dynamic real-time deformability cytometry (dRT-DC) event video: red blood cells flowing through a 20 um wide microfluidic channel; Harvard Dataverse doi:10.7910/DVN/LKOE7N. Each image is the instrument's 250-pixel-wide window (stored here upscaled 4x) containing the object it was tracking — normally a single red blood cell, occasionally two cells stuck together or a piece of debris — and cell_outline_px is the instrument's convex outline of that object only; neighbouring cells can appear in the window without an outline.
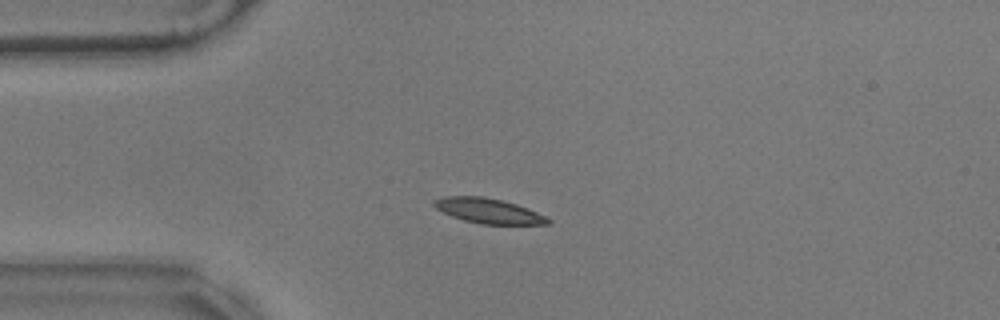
{"species": "common noctule bat (a hibernating species)", "species_latin": "Nyctalus noctula", "temperature_condition": "warm", "stored_images_in_passage": 45, "camera_frame_rate_fps": 3000, "um_per_image_px": 0.085, "animal": {"sex": "male", "body_mass_g": 17.9}, "frame": {"image": 1, "passage_image": 2, "time_ms": 0.333, "image_size_px": [1000, 320], "cell_outline_px": [[552, 220], [548, 224], [480, 224], [464, 220], [452, 216], [436, 208], [432, 204], [436, 200], [444, 196], [484, 196], [516, 204], [528, 208]], "centroid_in_image_um": [41.52, 17.92], "position_along_channel_um": 43.5, "area_um2": 16.36}}
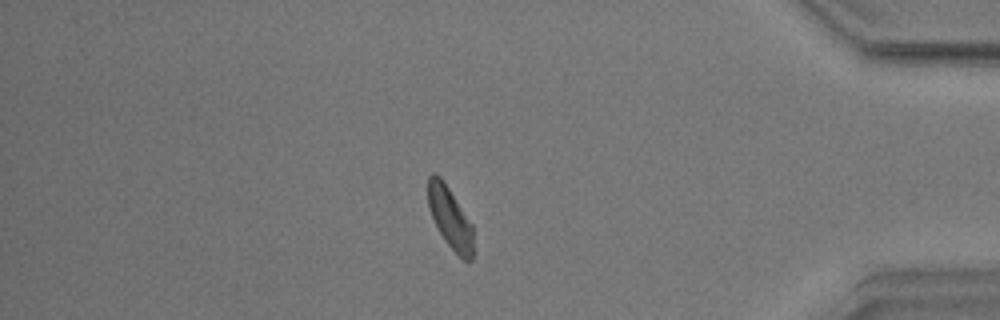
{"frame": {"image": 2, "passage_image": 37, "time_ms": 12.0, "image_size_px": [1000, 320], "cell_outline_px": [[472, 260], [468, 264], [444, 240], [428, 208], [428, 176], [432, 172], [436, 172], [440, 176], [472, 224]], "centroid_in_image_um": [38.24, 18.49], "position_along_channel_um": 397.0, "area_um2": 15.9}}
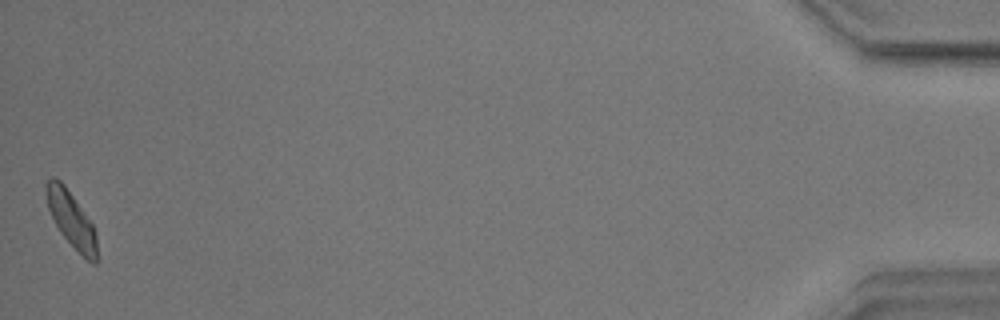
{"frame": {"image": 3, "passage_image": 45, "time_ms": 14.667, "image_size_px": [1000, 320], "cell_outline_px": [[96, 264], [92, 264], [60, 232], [48, 208], [44, 188], [44, 184], [52, 176], [56, 176], [64, 184], [92, 224], [96, 236]], "centroid_in_image_um": [6.02, 18.57], "position_along_channel_um": 429.2, "area_um2": 15.95}, "authors_computed_cell_mechanics": {"area_um2": 16.5308, "velocity_mm_per_s": 3.4997, "shape_relaxation_time_tau1_ms": 3.1734, "shape_relaxation_time_tau2_ms": 4.5618, "deformation_change_tau1": 0.1209, "deformation_change_tau2": 0.109}}